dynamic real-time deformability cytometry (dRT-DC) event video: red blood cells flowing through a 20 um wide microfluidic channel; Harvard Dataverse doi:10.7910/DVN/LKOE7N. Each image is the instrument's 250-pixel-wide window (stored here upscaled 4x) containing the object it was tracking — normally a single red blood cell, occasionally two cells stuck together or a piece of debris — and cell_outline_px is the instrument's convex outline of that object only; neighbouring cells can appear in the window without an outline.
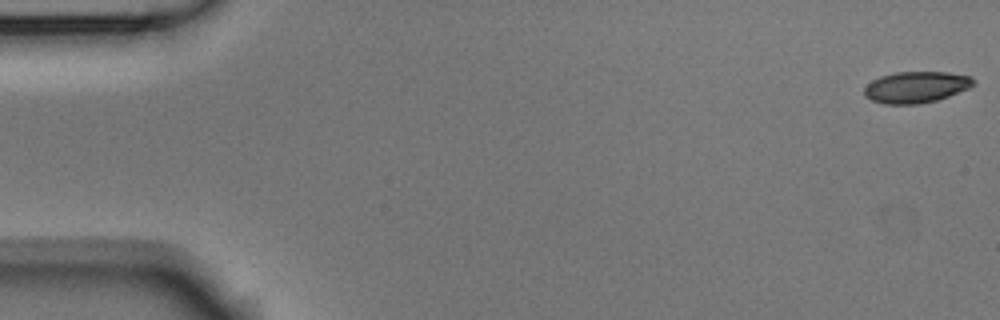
{"species": "Egyptian fruit bat (a non-hibernating species)", "species_latin": "Rousettus aegyptiacus", "temperature_condition": "room temperature", "stored_images_in_passage": 54, "camera_frame_rate_fps": 3000, "um_per_image_px": 0.085, "animal": {"sex": "male"}, "frame": {"image": 1, "passage_image": 1, "time_ms": 0.0, "image_size_px": [1000, 320], "cell_outline_px": [[976, 84], [968, 88], [948, 96], [936, 100], [916, 104], [884, 104], [872, 100], [864, 96], [864, 88], [872, 80], [880, 76], [896, 72], [948, 72], [972, 76], [976, 80]], "centroid_in_image_um": [77.88, 7.39], "position_along_channel_um": 7.1, "area_um2": 20.0}}
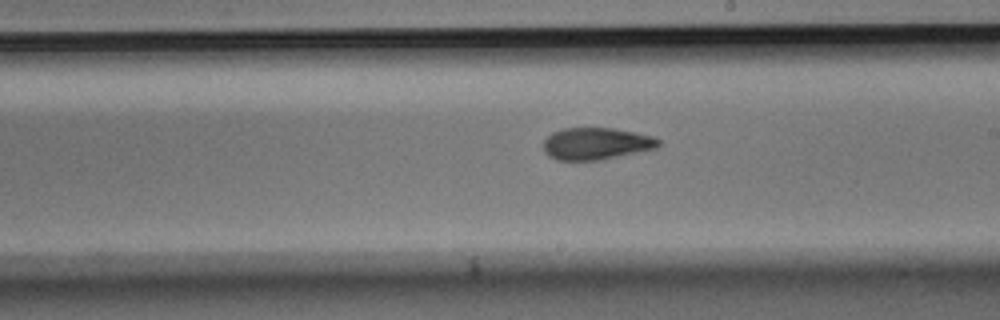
{"frame": {"image": 2, "passage_image": 31, "time_ms": 10.0, "image_size_px": [1000, 320], "cell_outline_px": [[660, 144], [656, 148], [600, 160], [556, 160], [548, 156], [544, 152], [544, 140], [552, 132], [564, 128], [612, 128], [652, 136], [660, 140]], "centroid_in_image_um": [50.64, 12.21], "position_along_channel_um": 238.4, "area_um2": 21.33}}
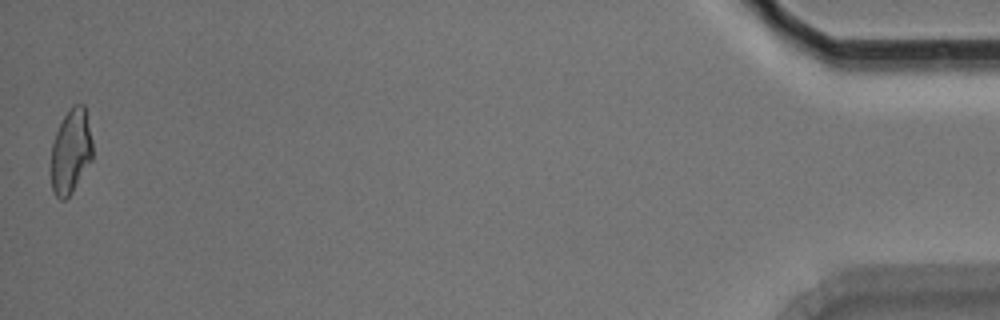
{"frame": {"image": 3, "passage_image": 54, "time_ms": 17.667, "image_size_px": [1000, 320], "cell_outline_px": [[92, 160], [72, 192], [64, 200], [60, 200], [52, 192], [52, 144], [56, 132], [64, 116], [72, 104], [84, 104], [92, 140]], "centroid_in_image_um": [6.03, 12.86], "position_along_channel_um": 429.2, "area_um2": 20.29}, "authors_computed_cell_mechanics": {"area_um2": 21.3282, "velocity_mm_per_s": 3.7146, "shape_relaxation_time_tau1_ms": 5.8245, "shape_relaxation_time_tau2_ms": 2.3007, "deformation_change_tau1": 0.1691, "deformation_change_tau2": 0.0838}}